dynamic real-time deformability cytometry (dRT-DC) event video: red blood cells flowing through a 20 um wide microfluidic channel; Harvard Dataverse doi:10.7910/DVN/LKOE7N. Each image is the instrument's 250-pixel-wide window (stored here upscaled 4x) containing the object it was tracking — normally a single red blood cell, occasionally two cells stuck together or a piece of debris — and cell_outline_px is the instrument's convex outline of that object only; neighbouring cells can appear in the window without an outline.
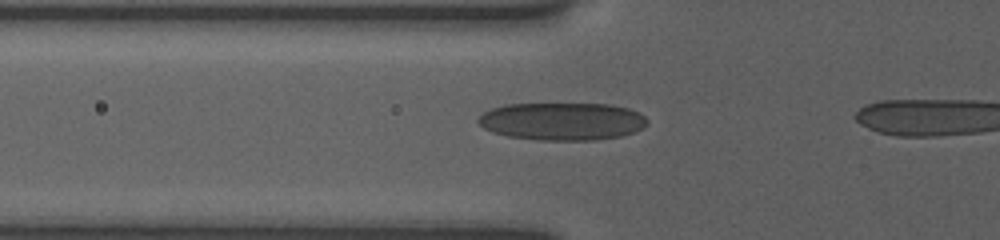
{"species": "human", "species_latin": "Homo sapiens", "temperature_condition": "room temperature", "stored_images_in_passage": 5, "camera_frame_rate_fps": 3000, "um_per_image_px": 0.085, "donor": {"sex": "female"}, "frame": {"image": 1, "passage_image": 3, "time_ms": 1.0, "image_size_px": [1000, 240], "cell_outline_px": [[648, 124], [632, 132], [620, 136], [592, 140], [540, 140], [508, 136], [492, 132], [484, 128], [476, 120], [484, 112], [492, 108], [504, 104], [608, 104], [628, 108], [644, 116], [648, 120]], "centroid_in_image_um": [47.76, 10.31], "position_along_channel_um": 78.0, "area_um2": 36.93}}